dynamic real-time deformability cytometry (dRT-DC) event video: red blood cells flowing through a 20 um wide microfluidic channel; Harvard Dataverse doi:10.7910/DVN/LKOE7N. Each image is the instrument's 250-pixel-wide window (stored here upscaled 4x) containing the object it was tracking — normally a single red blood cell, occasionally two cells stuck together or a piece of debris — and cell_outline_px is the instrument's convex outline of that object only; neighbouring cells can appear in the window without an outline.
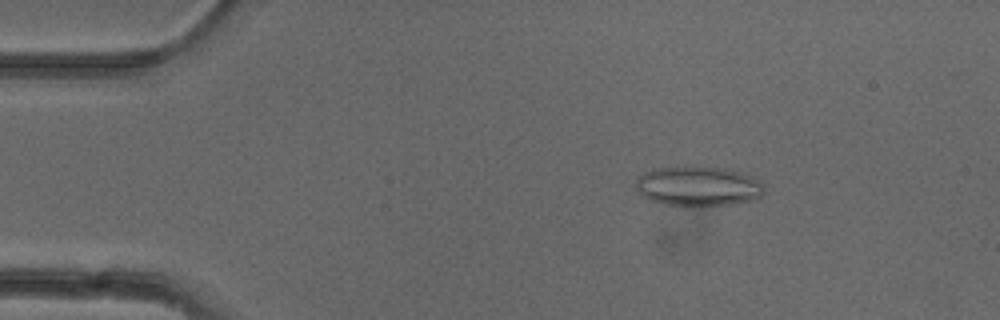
{"species": "common noctule bat (a hibernating species)", "species_latin": "Nyctalus noctula", "temperature_condition": "cold", "stored_images_in_passage": 50, "camera_frame_rate_fps": 3000, "um_per_image_px": 0.085, "animal": {"sex": "female"}, "frame": {"image": 1, "passage_image": 8, "time_ms": 2.333, "image_size_px": [1000, 320], "cell_outline_px": [[764, 192], [756, 200], [732, 204], [696, 208], [664, 204], [640, 196], [636, 188], [636, 180], [644, 172], [652, 168], [676, 164], [684, 164], [720, 168], [740, 172], [752, 176], [764, 184]], "centroid_in_image_um": [59.31, 15.82], "position_along_channel_um": 25.7, "area_um2": 31.1}}
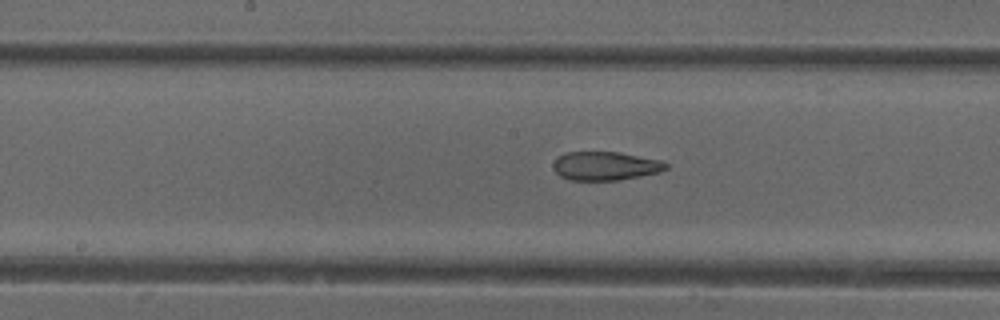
{"frame": {"image": 2, "passage_image": 26, "time_ms": 8.333, "image_size_px": [1000, 320], "cell_outline_px": [[668, 168], [660, 172], [620, 180], [568, 180], [560, 176], [552, 168], [552, 164], [560, 156], [568, 152], [620, 152], [660, 160], [668, 164]], "centroid_in_image_um": [51.46, 14.11], "position_along_channel_um": 196.7, "area_um2": 18.84}}
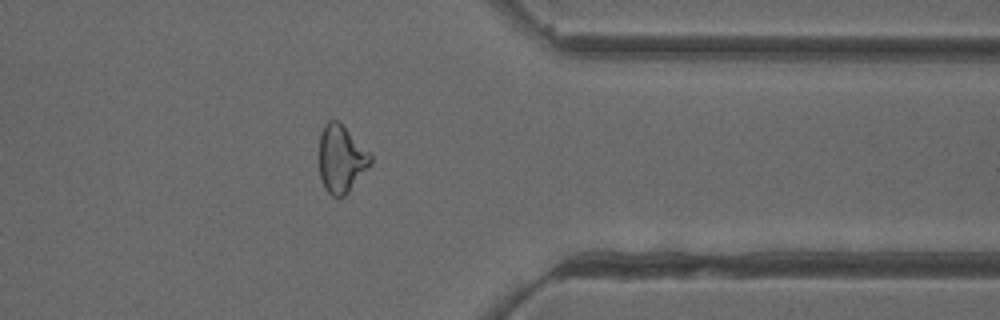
{"frame": {"image": 3, "passage_image": 41, "time_ms": 13.333, "image_size_px": [1000, 320], "cell_outline_px": [[372, 164], [348, 192], [344, 196], [332, 196], [324, 188], [320, 176], [320, 132], [324, 124], [328, 120], [336, 120], [372, 156]], "centroid_in_image_um": [28.99, 13.53], "position_along_channel_um": 382.4, "area_um2": 19.77}}